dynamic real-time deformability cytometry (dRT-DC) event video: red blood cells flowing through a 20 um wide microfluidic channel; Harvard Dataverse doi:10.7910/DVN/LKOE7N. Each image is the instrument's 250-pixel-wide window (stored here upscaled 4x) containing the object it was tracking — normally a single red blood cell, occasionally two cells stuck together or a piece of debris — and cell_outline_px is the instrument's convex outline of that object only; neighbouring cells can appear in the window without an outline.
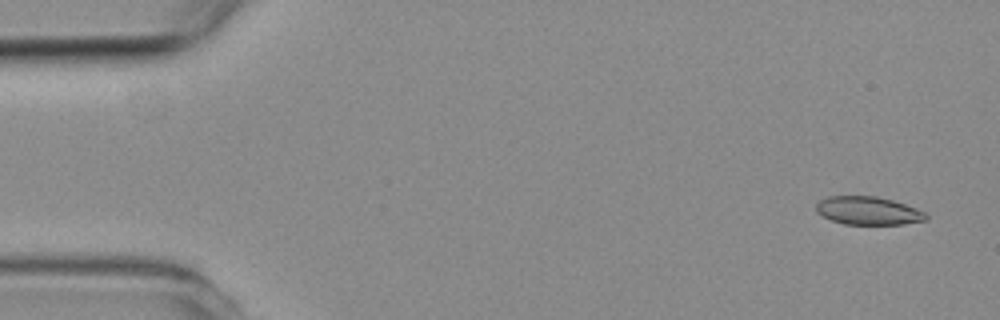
{"species": "common noctule bat (a hibernating species)", "species_latin": "Nyctalus noctula", "temperature_condition": "room temperature", "stored_images_in_passage": 5, "camera_frame_rate_fps": 3000, "um_per_image_px": 0.085, "animal": {"sex": "female", "body_mass_g": 19.3, "forearm_length_mm": 54.1}, "frame": {"image": 1, "passage_image": 1, "time_ms": 0.0, "image_size_px": [1000, 320], "cell_outline_px": [[928, 216], [924, 220], [904, 224], [844, 224], [832, 220], [816, 212], [816, 204], [820, 200], [828, 196], [876, 196], [892, 200], [916, 208], [924, 212]], "centroid_in_image_um": [73.77, 17.9], "position_along_channel_um": 11.2, "area_um2": 17.86}}